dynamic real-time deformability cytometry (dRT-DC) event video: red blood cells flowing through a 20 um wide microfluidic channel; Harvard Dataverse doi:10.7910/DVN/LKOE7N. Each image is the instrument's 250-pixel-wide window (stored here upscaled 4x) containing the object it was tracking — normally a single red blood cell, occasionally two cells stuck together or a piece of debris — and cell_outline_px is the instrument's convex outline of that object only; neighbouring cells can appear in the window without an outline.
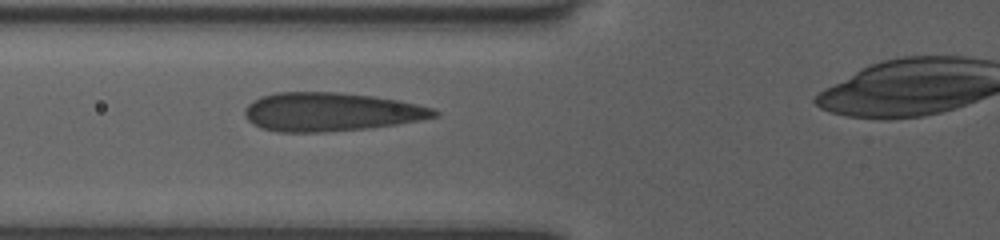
{"species": "human", "species_latin": "Homo sapiens", "temperature_condition": "room temperature", "stored_images_in_passage": 5, "camera_frame_rate_fps": 3000, "um_per_image_px": 0.085, "donor": {"sex": "female"}, "frame": {"image": 1, "passage_image": 4, "time_ms": 2.333, "image_size_px": [1000, 240], "cell_outline_px": [[440, 116], [420, 120], [396, 124], [364, 128], [324, 132], [280, 132], [260, 128], [248, 120], [244, 116], [244, 108], [252, 100], [260, 96], [276, 92], [336, 92], [372, 96], [400, 100], [432, 108], [440, 112]], "centroid_in_image_um": [28.09, 9.5], "position_along_channel_um": 97.7, "area_um2": 42.71}}